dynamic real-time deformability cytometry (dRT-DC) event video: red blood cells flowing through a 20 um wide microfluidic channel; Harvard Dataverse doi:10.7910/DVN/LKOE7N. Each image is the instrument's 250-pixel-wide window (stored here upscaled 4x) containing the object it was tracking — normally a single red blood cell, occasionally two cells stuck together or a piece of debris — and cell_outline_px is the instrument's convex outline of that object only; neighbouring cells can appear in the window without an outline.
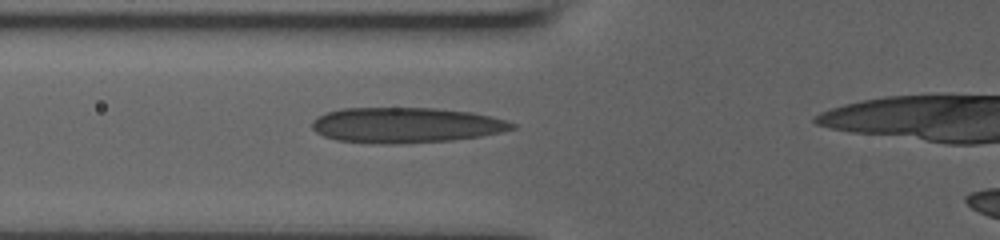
{"species": "human", "species_latin": "Homo sapiens", "temperature_condition": "room temperature", "stored_images_in_passage": 15, "camera_frame_rate_fps": 3000, "um_per_image_px": 0.085, "donor": {"sex": "male"}, "frame": {"image": 1, "passage_image": 6, "time_ms": 2.0, "image_size_px": [1000, 240], "cell_outline_px": [[516, 128], [500, 132], [480, 136], [452, 140], [392, 144], [372, 144], [336, 140], [324, 136], [316, 132], [312, 128], [312, 120], [328, 112], [340, 108], [436, 108], [472, 112], [492, 116], [516, 124]], "centroid_in_image_um": [34.49, 10.64], "position_along_channel_um": 91.3, "area_um2": 41.33}}
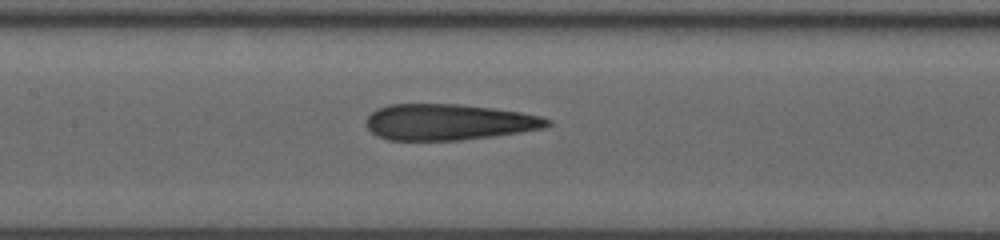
{"frame": {"image": 2, "passage_image": 12, "time_ms": 4.0, "image_size_px": [1000, 240], "cell_outline_px": [[552, 124], [544, 128], [520, 132], [492, 136], [460, 140], [388, 140], [376, 136], [364, 124], [364, 120], [376, 108], [388, 104], [460, 104], [492, 108], [520, 112], [540, 116], [552, 120]], "centroid_in_image_um": [38.1, 10.37], "position_along_channel_um": 169.3, "area_um2": 38.26}}
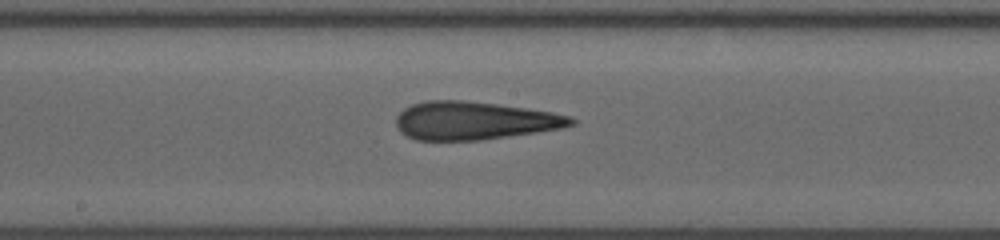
{"frame": {"image": 3, "passage_image": 15, "time_ms": 5.0, "image_size_px": [1000, 240], "cell_outline_px": [[576, 124], [560, 128], [480, 140], [416, 140], [400, 132], [396, 128], [396, 116], [404, 108], [412, 104], [428, 100], [464, 100], [496, 104], [552, 112], [572, 116], [576, 120]], "centroid_in_image_um": [40.28, 10.25], "position_along_channel_um": 207.9, "area_um2": 38.67}}